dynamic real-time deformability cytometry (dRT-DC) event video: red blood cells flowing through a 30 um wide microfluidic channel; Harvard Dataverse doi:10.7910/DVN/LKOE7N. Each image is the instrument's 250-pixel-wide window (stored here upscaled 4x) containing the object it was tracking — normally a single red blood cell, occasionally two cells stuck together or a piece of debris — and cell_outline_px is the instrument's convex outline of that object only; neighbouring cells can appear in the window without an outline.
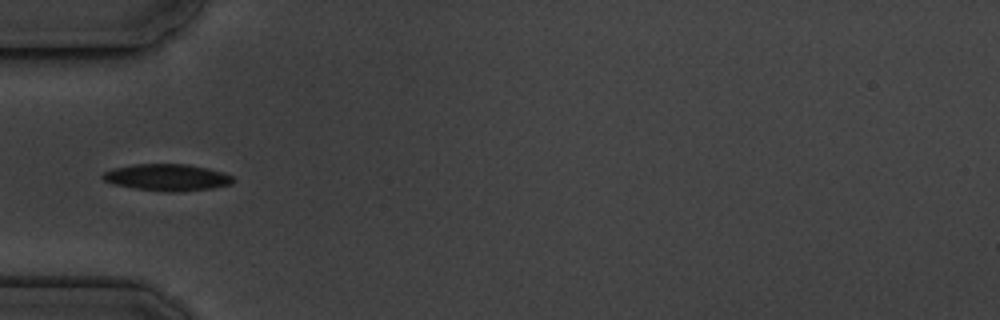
{"species": "common noctule bat (a hibernating species)", "species_latin": "Nyctalus noctula", "temperature_condition": "cold", "stored_images_in_passage": 16, "camera_frame_rate_fps": 3000, "um_per_image_px": 0.085, "animal": {"sex": "male", "body_mass_g": 19.5, "forearm_length_mm": 54.6}, "frame": {"image": 1, "passage_image": 5, "time_ms": 4.667, "image_size_px": [1000, 320], "cell_outline_px": [[236, 180], [232, 184], [212, 188], [180, 192], [164, 192], [132, 188], [112, 184], [104, 180], [100, 176], [104, 172], [112, 168], [136, 164], [184, 164], [208, 168], [224, 172], [232, 176]], "centroid_in_image_um": [14.21, 15.09], "position_along_channel_um": 70.8, "area_um2": 20.58}}
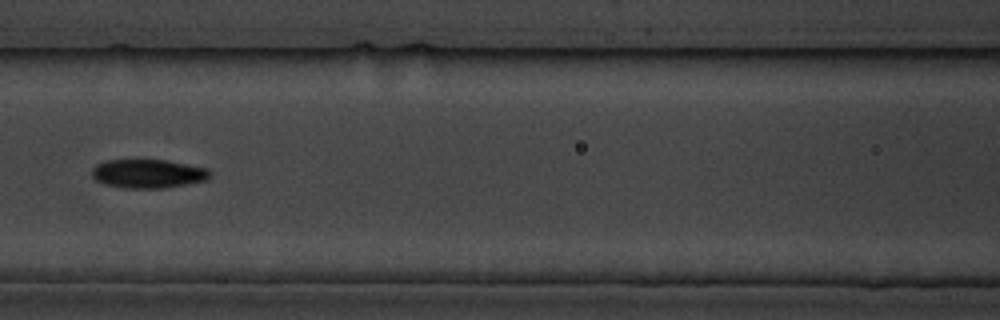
{"frame": {"image": 2, "passage_image": 7, "time_ms": 7.0, "image_size_px": [1000, 320], "cell_outline_px": [[212, 176], [208, 180], [160, 188], [124, 188], [104, 184], [96, 180], [92, 176], [92, 168], [96, 164], [104, 160], [168, 160], [208, 168], [212, 172]], "centroid_in_image_um": [12.6, 14.75], "position_along_channel_um": 154.0, "area_um2": 19.94}}
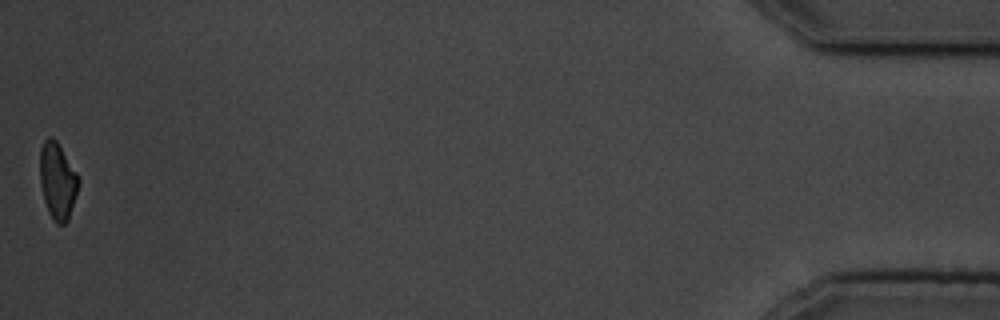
{"frame": {"image": 3, "passage_image": 16, "time_ms": 17.333, "image_size_px": [1000, 320], "cell_outline_px": [[80, 180], [68, 220], [64, 224], [56, 224], [48, 212], [44, 200], [40, 184], [40, 148], [44, 140], [48, 136], [52, 136], [56, 140], [76, 172]], "centroid_in_image_um": [4.87, 15.37], "position_along_channel_um": 430.3, "area_um2": 17.11}, "authors_computed_cell_mechanics": {"area_um2": 18.8717, "velocity_mm_per_s": 3.57, "shape_relaxation_time_tau1_ms": 3.3648, "shape_relaxation_time_tau2_ms": null, "deformation_change_tau1": 0.0854, "deformation_change_tau2": null}}